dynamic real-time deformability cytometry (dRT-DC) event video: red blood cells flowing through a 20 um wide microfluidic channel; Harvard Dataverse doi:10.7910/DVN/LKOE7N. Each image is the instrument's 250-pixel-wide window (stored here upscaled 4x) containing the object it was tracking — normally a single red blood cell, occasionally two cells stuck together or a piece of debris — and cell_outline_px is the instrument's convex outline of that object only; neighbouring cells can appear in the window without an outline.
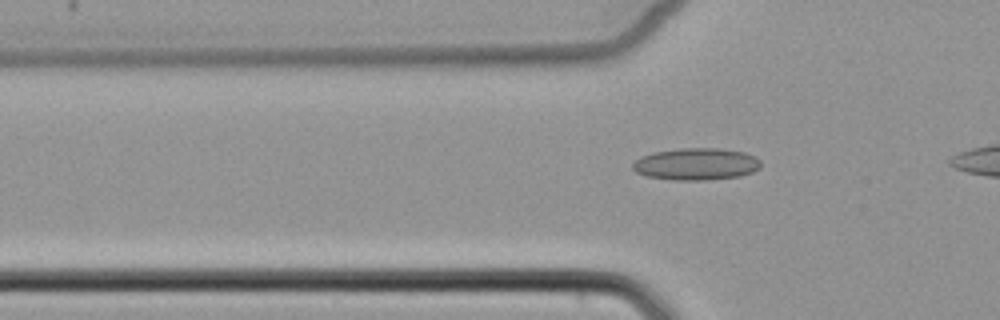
{"species": "common noctule bat (a hibernating species)", "species_latin": "Nyctalus noctula", "temperature_condition": "cold", "stored_images_in_passage": 5, "segment_of_instrument_passage": [2, 2], "camera_frame_rate_fps": 3000, "um_per_image_px": 0.085, "animal": {"sex": "female", "body_mass_g": 22.7, "forearm_length_mm": 54.2}, "frame": {"image": 1, "passage_image": 5, "time_ms": 4.667, "image_size_px": [1000, 320], "cell_outline_px": [[760, 168], [752, 172], [740, 176], [708, 180], [672, 180], [648, 176], [636, 172], [632, 168], [632, 164], [640, 156], [652, 152], [680, 148], [720, 148], [744, 152], [756, 156], [760, 160]], "centroid_in_image_um": [59.18, 13.94], "position_along_channel_um": 66.6, "area_um2": 24.1}}